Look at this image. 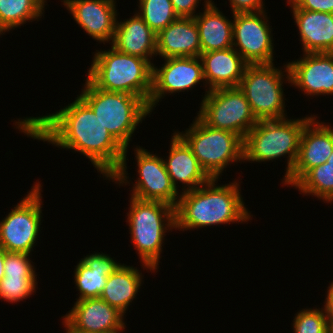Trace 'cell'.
<instances>
[{
    "label": "cell",
    "mask_w": 333,
    "mask_h": 333,
    "mask_svg": "<svg viewBox=\"0 0 333 333\" xmlns=\"http://www.w3.org/2000/svg\"><path fill=\"white\" fill-rule=\"evenodd\" d=\"M17 120L13 126L19 133L85 156L103 180L110 179L122 163L125 148L78 95L59 111Z\"/></svg>",
    "instance_id": "obj_1"
},
{
    "label": "cell",
    "mask_w": 333,
    "mask_h": 333,
    "mask_svg": "<svg viewBox=\"0 0 333 333\" xmlns=\"http://www.w3.org/2000/svg\"><path fill=\"white\" fill-rule=\"evenodd\" d=\"M241 180L219 185L220 179H210L199 188L181 193L175 207L176 231L252 221L254 215L246 208Z\"/></svg>",
    "instance_id": "obj_2"
},
{
    "label": "cell",
    "mask_w": 333,
    "mask_h": 333,
    "mask_svg": "<svg viewBox=\"0 0 333 333\" xmlns=\"http://www.w3.org/2000/svg\"><path fill=\"white\" fill-rule=\"evenodd\" d=\"M126 223L143 271L157 273L165 236L176 230L175 207L161 201L129 197ZM163 246V247H162ZM156 271V272H155Z\"/></svg>",
    "instance_id": "obj_3"
},
{
    "label": "cell",
    "mask_w": 333,
    "mask_h": 333,
    "mask_svg": "<svg viewBox=\"0 0 333 333\" xmlns=\"http://www.w3.org/2000/svg\"><path fill=\"white\" fill-rule=\"evenodd\" d=\"M315 116L260 120L243 139V163H265L285 158L284 181L292 171L298 155L304 126ZM290 118V119H289ZM283 157V158H281ZM287 159V160H286Z\"/></svg>",
    "instance_id": "obj_4"
},
{
    "label": "cell",
    "mask_w": 333,
    "mask_h": 333,
    "mask_svg": "<svg viewBox=\"0 0 333 333\" xmlns=\"http://www.w3.org/2000/svg\"><path fill=\"white\" fill-rule=\"evenodd\" d=\"M93 54L86 78L95 87L141 97L149 106L153 66L146 59L121 53L112 46Z\"/></svg>",
    "instance_id": "obj_5"
},
{
    "label": "cell",
    "mask_w": 333,
    "mask_h": 333,
    "mask_svg": "<svg viewBox=\"0 0 333 333\" xmlns=\"http://www.w3.org/2000/svg\"><path fill=\"white\" fill-rule=\"evenodd\" d=\"M80 92L78 96L125 149L130 148L133 135L142 121L152 114L141 97L99 89L87 78Z\"/></svg>",
    "instance_id": "obj_6"
},
{
    "label": "cell",
    "mask_w": 333,
    "mask_h": 333,
    "mask_svg": "<svg viewBox=\"0 0 333 333\" xmlns=\"http://www.w3.org/2000/svg\"><path fill=\"white\" fill-rule=\"evenodd\" d=\"M173 131L187 143L211 179H222L226 168L243 162V139L233 132L206 125L197 115L189 128Z\"/></svg>",
    "instance_id": "obj_7"
},
{
    "label": "cell",
    "mask_w": 333,
    "mask_h": 333,
    "mask_svg": "<svg viewBox=\"0 0 333 333\" xmlns=\"http://www.w3.org/2000/svg\"><path fill=\"white\" fill-rule=\"evenodd\" d=\"M284 83L291 84L287 62L279 67L274 63L246 66L238 87L257 121L288 118Z\"/></svg>",
    "instance_id": "obj_8"
},
{
    "label": "cell",
    "mask_w": 333,
    "mask_h": 333,
    "mask_svg": "<svg viewBox=\"0 0 333 333\" xmlns=\"http://www.w3.org/2000/svg\"><path fill=\"white\" fill-rule=\"evenodd\" d=\"M134 148V159L136 161L134 164H136L135 169H137L135 183L130 179V173L127 171V152L129 148L125 149L119 169L108 181L114 182L119 187L132 184V188L129 187L131 189L129 195L134 198L161 201L176 207L181 193L176 190L171 182L163 156L154 154L140 145H136Z\"/></svg>",
    "instance_id": "obj_9"
},
{
    "label": "cell",
    "mask_w": 333,
    "mask_h": 333,
    "mask_svg": "<svg viewBox=\"0 0 333 333\" xmlns=\"http://www.w3.org/2000/svg\"><path fill=\"white\" fill-rule=\"evenodd\" d=\"M37 180L19 203L0 220V245L7 252L33 254L43 219V190Z\"/></svg>",
    "instance_id": "obj_10"
},
{
    "label": "cell",
    "mask_w": 333,
    "mask_h": 333,
    "mask_svg": "<svg viewBox=\"0 0 333 333\" xmlns=\"http://www.w3.org/2000/svg\"><path fill=\"white\" fill-rule=\"evenodd\" d=\"M197 116L208 126L233 132L242 139L257 124L239 87L209 90L200 102Z\"/></svg>",
    "instance_id": "obj_11"
},
{
    "label": "cell",
    "mask_w": 333,
    "mask_h": 333,
    "mask_svg": "<svg viewBox=\"0 0 333 333\" xmlns=\"http://www.w3.org/2000/svg\"><path fill=\"white\" fill-rule=\"evenodd\" d=\"M268 12L233 14V48L248 64H272L274 39Z\"/></svg>",
    "instance_id": "obj_12"
},
{
    "label": "cell",
    "mask_w": 333,
    "mask_h": 333,
    "mask_svg": "<svg viewBox=\"0 0 333 333\" xmlns=\"http://www.w3.org/2000/svg\"><path fill=\"white\" fill-rule=\"evenodd\" d=\"M161 66L153 65L152 92L149 98L151 112L167 95L195 90L198 84L203 83L205 94L207 89L203 65L200 57H173L163 59Z\"/></svg>",
    "instance_id": "obj_13"
},
{
    "label": "cell",
    "mask_w": 333,
    "mask_h": 333,
    "mask_svg": "<svg viewBox=\"0 0 333 333\" xmlns=\"http://www.w3.org/2000/svg\"><path fill=\"white\" fill-rule=\"evenodd\" d=\"M332 152L333 127L316 114L304 126L297 159L289 176L281 182L282 187H292L309 169L327 162Z\"/></svg>",
    "instance_id": "obj_14"
},
{
    "label": "cell",
    "mask_w": 333,
    "mask_h": 333,
    "mask_svg": "<svg viewBox=\"0 0 333 333\" xmlns=\"http://www.w3.org/2000/svg\"><path fill=\"white\" fill-rule=\"evenodd\" d=\"M302 55V57H301ZM298 59L287 62L290 86L313 99L333 95V52L302 53Z\"/></svg>",
    "instance_id": "obj_15"
},
{
    "label": "cell",
    "mask_w": 333,
    "mask_h": 333,
    "mask_svg": "<svg viewBox=\"0 0 333 333\" xmlns=\"http://www.w3.org/2000/svg\"><path fill=\"white\" fill-rule=\"evenodd\" d=\"M125 318L101 297L76 300L72 309L61 317L64 328L95 333H122L127 328Z\"/></svg>",
    "instance_id": "obj_16"
},
{
    "label": "cell",
    "mask_w": 333,
    "mask_h": 333,
    "mask_svg": "<svg viewBox=\"0 0 333 333\" xmlns=\"http://www.w3.org/2000/svg\"><path fill=\"white\" fill-rule=\"evenodd\" d=\"M78 27L100 44H111L119 12L116 0H61Z\"/></svg>",
    "instance_id": "obj_17"
},
{
    "label": "cell",
    "mask_w": 333,
    "mask_h": 333,
    "mask_svg": "<svg viewBox=\"0 0 333 333\" xmlns=\"http://www.w3.org/2000/svg\"><path fill=\"white\" fill-rule=\"evenodd\" d=\"M169 146V154L166 158L163 156V160L177 191L183 193L194 190L211 179L200 166L190 147L175 131L171 134Z\"/></svg>",
    "instance_id": "obj_18"
},
{
    "label": "cell",
    "mask_w": 333,
    "mask_h": 333,
    "mask_svg": "<svg viewBox=\"0 0 333 333\" xmlns=\"http://www.w3.org/2000/svg\"><path fill=\"white\" fill-rule=\"evenodd\" d=\"M123 21L117 17L115 34L109 46L117 51L146 59L152 66L156 56V33L135 11ZM120 19V20H118Z\"/></svg>",
    "instance_id": "obj_19"
},
{
    "label": "cell",
    "mask_w": 333,
    "mask_h": 333,
    "mask_svg": "<svg viewBox=\"0 0 333 333\" xmlns=\"http://www.w3.org/2000/svg\"><path fill=\"white\" fill-rule=\"evenodd\" d=\"M200 54L199 32L192 17H178L156 34V56L161 59L200 57Z\"/></svg>",
    "instance_id": "obj_20"
},
{
    "label": "cell",
    "mask_w": 333,
    "mask_h": 333,
    "mask_svg": "<svg viewBox=\"0 0 333 333\" xmlns=\"http://www.w3.org/2000/svg\"><path fill=\"white\" fill-rule=\"evenodd\" d=\"M114 258L98 251L80 258L73 271L75 288L79 291L75 300L100 297L108 276L122 264Z\"/></svg>",
    "instance_id": "obj_21"
},
{
    "label": "cell",
    "mask_w": 333,
    "mask_h": 333,
    "mask_svg": "<svg viewBox=\"0 0 333 333\" xmlns=\"http://www.w3.org/2000/svg\"><path fill=\"white\" fill-rule=\"evenodd\" d=\"M303 53L333 52V14L291 9Z\"/></svg>",
    "instance_id": "obj_22"
},
{
    "label": "cell",
    "mask_w": 333,
    "mask_h": 333,
    "mask_svg": "<svg viewBox=\"0 0 333 333\" xmlns=\"http://www.w3.org/2000/svg\"><path fill=\"white\" fill-rule=\"evenodd\" d=\"M208 90L238 87L248 63L233 48L200 54Z\"/></svg>",
    "instance_id": "obj_23"
},
{
    "label": "cell",
    "mask_w": 333,
    "mask_h": 333,
    "mask_svg": "<svg viewBox=\"0 0 333 333\" xmlns=\"http://www.w3.org/2000/svg\"><path fill=\"white\" fill-rule=\"evenodd\" d=\"M202 5V12L199 10L194 17L199 32L201 53L233 47V14L232 19H229L213 0Z\"/></svg>",
    "instance_id": "obj_24"
},
{
    "label": "cell",
    "mask_w": 333,
    "mask_h": 333,
    "mask_svg": "<svg viewBox=\"0 0 333 333\" xmlns=\"http://www.w3.org/2000/svg\"><path fill=\"white\" fill-rule=\"evenodd\" d=\"M144 275L134 265L121 264L108 276L106 285L100 297L112 307L118 309L125 316L129 306L134 302L141 286Z\"/></svg>",
    "instance_id": "obj_25"
},
{
    "label": "cell",
    "mask_w": 333,
    "mask_h": 333,
    "mask_svg": "<svg viewBox=\"0 0 333 333\" xmlns=\"http://www.w3.org/2000/svg\"><path fill=\"white\" fill-rule=\"evenodd\" d=\"M47 0H0V28L11 32L27 22L44 18Z\"/></svg>",
    "instance_id": "obj_26"
},
{
    "label": "cell",
    "mask_w": 333,
    "mask_h": 333,
    "mask_svg": "<svg viewBox=\"0 0 333 333\" xmlns=\"http://www.w3.org/2000/svg\"><path fill=\"white\" fill-rule=\"evenodd\" d=\"M292 187L302 196L316 197L318 200L333 203V167L327 162L309 169Z\"/></svg>",
    "instance_id": "obj_27"
},
{
    "label": "cell",
    "mask_w": 333,
    "mask_h": 333,
    "mask_svg": "<svg viewBox=\"0 0 333 333\" xmlns=\"http://www.w3.org/2000/svg\"><path fill=\"white\" fill-rule=\"evenodd\" d=\"M137 10L148 26L157 34L178 18L171 0H137Z\"/></svg>",
    "instance_id": "obj_28"
},
{
    "label": "cell",
    "mask_w": 333,
    "mask_h": 333,
    "mask_svg": "<svg viewBox=\"0 0 333 333\" xmlns=\"http://www.w3.org/2000/svg\"><path fill=\"white\" fill-rule=\"evenodd\" d=\"M37 276H4L0 282V300L8 303H20L36 294Z\"/></svg>",
    "instance_id": "obj_29"
},
{
    "label": "cell",
    "mask_w": 333,
    "mask_h": 333,
    "mask_svg": "<svg viewBox=\"0 0 333 333\" xmlns=\"http://www.w3.org/2000/svg\"><path fill=\"white\" fill-rule=\"evenodd\" d=\"M309 307L299 310L292 320L294 333H330L331 329L324 307Z\"/></svg>",
    "instance_id": "obj_30"
},
{
    "label": "cell",
    "mask_w": 333,
    "mask_h": 333,
    "mask_svg": "<svg viewBox=\"0 0 333 333\" xmlns=\"http://www.w3.org/2000/svg\"><path fill=\"white\" fill-rule=\"evenodd\" d=\"M32 254L7 252L4 259V276H37Z\"/></svg>",
    "instance_id": "obj_31"
},
{
    "label": "cell",
    "mask_w": 333,
    "mask_h": 333,
    "mask_svg": "<svg viewBox=\"0 0 333 333\" xmlns=\"http://www.w3.org/2000/svg\"><path fill=\"white\" fill-rule=\"evenodd\" d=\"M291 9H303L333 14V0H286Z\"/></svg>",
    "instance_id": "obj_32"
},
{
    "label": "cell",
    "mask_w": 333,
    "mask_h": 333,
    "mask_svg": "<svg viewBox=\"0 0 333 333\" xmlns=\"http://www.w3.org/2000/svg\"><path fill=\"white\" fill-rule=\"evenodd\" d=\"M231 14L258 13L268 11L265 9V0H228Z\"/></svg>",
    "instance_id": "obj_33"
},
{
    "label": "cell",
    "mask_w": 333,
    "mask_h": 333,
    "mask_svg": "<svg viewBox=\"0 0 333 333\" xmlns=\"http://www.w3.org/2000/svg\"><path fill=\"white\" fill-rule=\"evenodd\" d=\"M202 0H171L173 9L178 17H192L194 18L198 13ZM204 4H209L210 0H203ZM198 8V9H197Z\"/></svg>",
    "instance_id": "obj_34"
},
{
    "label": "cell",
    "mask_w": 333,
    "mask_h": 333,
    "mask_svg": "<svg viewBox=\"0 0 333 333\" xmlns=\"http://www.w3.org/2000/svg\"><path fill=\"white\" fill-rule=\"evenodd\" d=\"M325 293L324 309L328 320H333V287L329 284Z\"/></svg>",
    "instance_id": "obj_35"
},
{
    "label": "cell",
    "mask_w": 333,
    "mask_h": 333,
    "mask_svg": "<svg viewBox=\"0 0 333 333\" xmlns=\"http://www.w3.org/2000/svg\"><path fill=\"white\" fill-rule=\"evenodd\" d=\"M7 251L0 245V282L4 277V259Z\"/></svg>",
    "instance_id": "obj_36"
},
{
    "label": "cell",
    "mask_w": 333,
    "mask_h": 333,
    "mask_svg": "<svg viewBox=\"0 0 333 333\" xmlns=\"http://www.w3.org/2000/svg\"><path fill=\"white\" fill-rule=\"evenodd\" d=\"M65 332L66 333H95V332H91V331H85V330H82V329H67V328H64Z\"/></svg>",
    "instance_id": "obj_37"
},
{
    "label": "cell",
    "mask_w": 333,
    "mask_h": 333,
    "mask_svg": "<svg viewBox=\"0 0 333 333\" xmlns=\"http://www.w3.org/2000/svg\"><path fill=\"white\" fill-rule=\"evenodd\" d=\"M327 163H328V165L333 167V152H332L331 156L328 158Z\"/></svg>",
    "instance_id": "obj_38"
},
{
    "label": "cell",
    "mask_w": 333,
    "mask_h": 333,
    "mask_svg": "<svg viewBox=\"0 0 333 333\" xmlns=\"http://www.w3.org/2000/svg\"><path fill=\"white\" fill-rule=\"evenodd\" d=\"M331 332L333 333V320H328Z\"/></svg>",
    "instance_id": "obj_39"
},
{
    "label": "cell",
    "mask_w": 333,
    "mask_h": 333,
    "mask_svg": "<svg viewBox=\"0 0 333 333\" xmlns=\"http://www.w3.org/2000/svg\"><path fill=\"white\" fill-rule=\"evenodd\" d=\"M2 35H5V32L0 28V37H1Z\"/></svg>",
    "instance_id": "obj_40"
},
{
    "label": "cell",
    "mask_w": 333,
    "mask_h": 333,
    "mask_svg": "<svg viewBox=\"0 0 333 333\" xmlns=\"http://www.w3.org/2000/svg\"><path fill=\"white\" fill-rule=\"evenodd\" d=\"M329 282H330L329 284L333 287V280H332V282L331 281H329Z\"/></svg>",
    "instance_id": "obj_41"
}]
</instances>
